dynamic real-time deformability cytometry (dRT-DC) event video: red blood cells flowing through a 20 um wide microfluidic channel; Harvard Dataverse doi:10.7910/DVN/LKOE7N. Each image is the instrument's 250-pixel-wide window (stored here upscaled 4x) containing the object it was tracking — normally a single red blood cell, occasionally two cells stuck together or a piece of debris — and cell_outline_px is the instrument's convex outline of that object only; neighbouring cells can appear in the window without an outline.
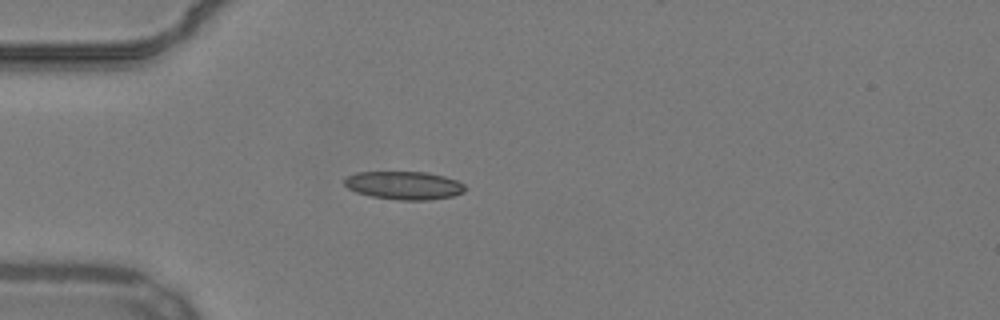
{"species": "common noctule bat (a hibernating species)", "species_latin": "Nyctalus noctula", "temperature_condition": "warm", "stored_images_in_passage": 39, "camera_frame_rate_fps": 3000, "um_per_image_px": 0.085, "animal": {"sex": "male", "body_mass_g": 19.2, "forearm_length_mm": 51.8}, "frame": {"image": 1, "passage_image": 1, "time_ms": 0.0, "image_size_px": [1000, 320], "cell_outline_px": [[468, 188], [464, 192], [452, 196], [428, 200], [400, 200], [372, 196], [356, 192], [348, 188], [344, 184], [344, 180], [348, 176], [356, 172], [428, 172], [444, 176], [456, 180], [464, 184]], "centroid_in_image_um": [34.37, 15.75], "position_along_channel_um": 50.6, "area_um2": 19.83}}
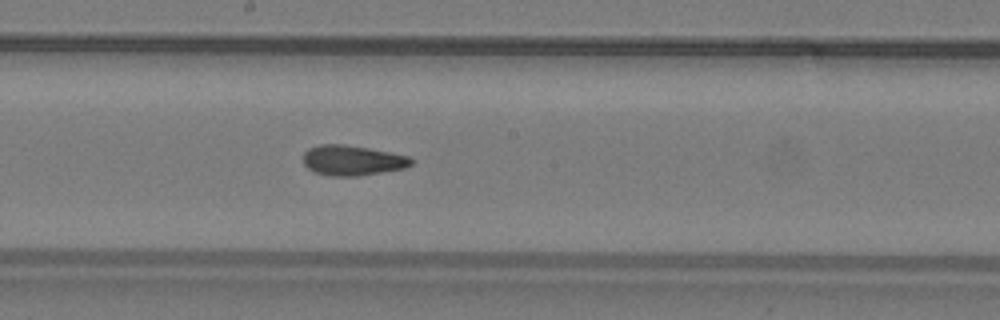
{"frame": {"image": 2, "passage_image": 15, "time_ms": 4.667, "image_size_px": [1000, 320], "cell_outline_px": [[412, 164], [404, 168], [356, 176], [332, 176], [316, 172], [308, 168], [304, 164], [304, 152], [308, 148], [320, 144], [344, 144], [368, 148], [408, 156], [412, 160]], "centroid_in_image_um": [29.92, 13.62], "position_along_channel_um": 218.3, "area_um2": 18.73}}
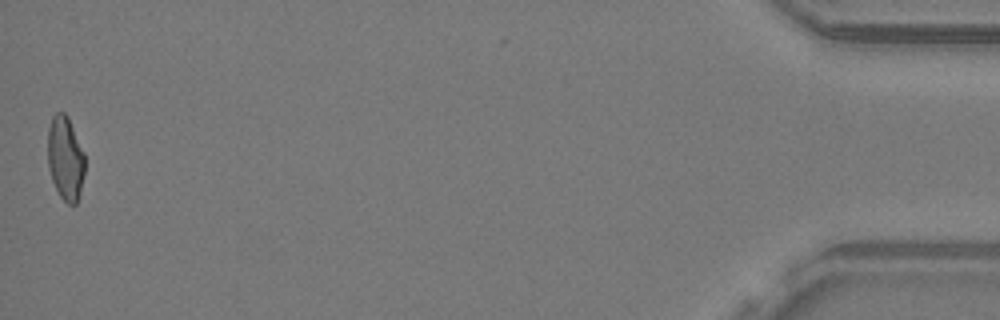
{"frame": {"image": 3, "passage_image": 39, "time_ms": 12.667, "image_size_px": [1000, 320], "cell_outline_px": [[84, 172], [80, 192], [76, 204], [68, 204], [60, 196], [52, 180], [48, 168], [48, 128], [52, 116], [56, 112], [64, 112], [68, 116], [84, 152]], "centroid_in_image_um": [5.55, 13.43], "position_along_channel_um": 429.7, "area_um2": 18.15}, "authors_computed_cell_mechanics": {"area_um2": 18.7272, "velocity_mm_per_s": 3.8626, "shape_relaxation_time_tau1_ms": null, "shape_relaxation_time_tau2_ms": 2.4419, "deformation_change_tau1": null, "deformation_change_tau2": 0.0984}}